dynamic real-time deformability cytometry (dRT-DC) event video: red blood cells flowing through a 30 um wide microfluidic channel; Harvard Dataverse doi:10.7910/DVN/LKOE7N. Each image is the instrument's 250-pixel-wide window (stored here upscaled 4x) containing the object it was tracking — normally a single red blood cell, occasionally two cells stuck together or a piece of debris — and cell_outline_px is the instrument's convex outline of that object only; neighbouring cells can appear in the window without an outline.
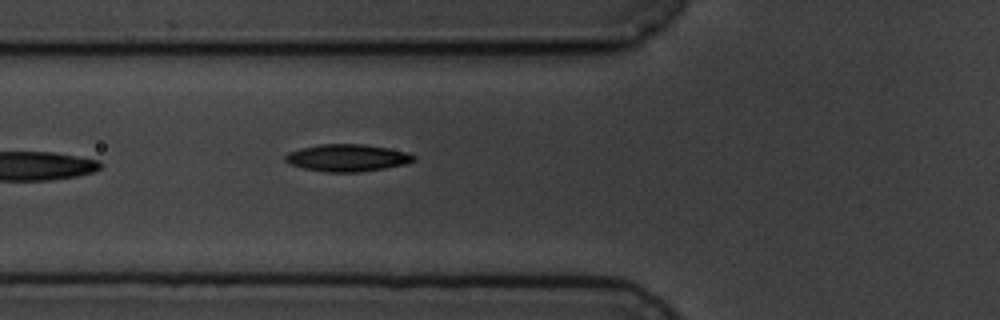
{"species": "common noctule bat (a hibernating species)", "species_latin": "Nyctalus noctula", "temperature_condition": "cold", "stored_images_in_passage": 7, "camera_frame_rate_fps": 3000, "um_per_image_px": 0.085, "animal": {"sex": "male", "body_mass_g": 19.5, "forearm_length_mm": 54.6}, "frame": {"image": 1, "passage_image": 7, "time_ms": 7.0, "image_size_px": [1000, 320], "cell_outline_px": [[416, 160], [404, 164], [384, 168], [360, 172], [324, 172], [304, 168], [288, 164], [284, 160], [284, 156], [288, 152], [300, 148], [320, 144], [364, 144], [388, 148], [408, 152], [416, 156]], "centroid_in_image_um": [29.5, 13.41], "position_along_channel_um": 96.3, "area_um2": 20.46}}